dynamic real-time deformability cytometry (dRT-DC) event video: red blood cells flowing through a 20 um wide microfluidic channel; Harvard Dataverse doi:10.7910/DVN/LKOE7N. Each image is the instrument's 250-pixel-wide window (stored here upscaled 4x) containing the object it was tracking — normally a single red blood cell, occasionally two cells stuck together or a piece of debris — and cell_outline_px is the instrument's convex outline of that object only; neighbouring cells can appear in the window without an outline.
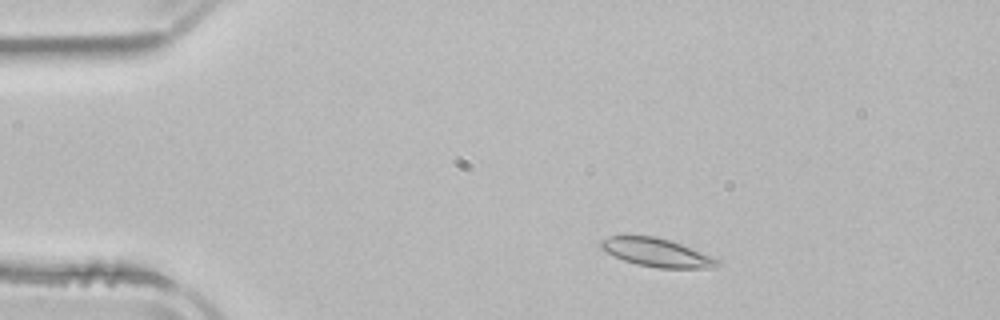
{"species": "common noctule bat (a hibernating species)", "species_latin": "Nyctalus noctula", "temperature_condition": "room temperature", "stored_images_in_passage": 3, "camera_frame_rate_fps": 3000, "um_per_image_px": 0.085, "animal": {"sex": "male", "body_mass_g": 21.5, "forearm_length_mm": 52.0}, "frame": {"image": 1, "passage_image": 2, "time_ms": 1.667, "image_size_px": [1000, 320], "cell_outline_px": [[724, 264], [712, 268], [660, 268], [636, 264], [624, 260], [600, 248], [600, 240], [608, 236], [656, 236], [680, 244], [712, 256], [720, 260]], "centroid_in_image_um": [55.86, 21.47], "position_along_channel_um": 29.1, "area_um2": 19.13}}